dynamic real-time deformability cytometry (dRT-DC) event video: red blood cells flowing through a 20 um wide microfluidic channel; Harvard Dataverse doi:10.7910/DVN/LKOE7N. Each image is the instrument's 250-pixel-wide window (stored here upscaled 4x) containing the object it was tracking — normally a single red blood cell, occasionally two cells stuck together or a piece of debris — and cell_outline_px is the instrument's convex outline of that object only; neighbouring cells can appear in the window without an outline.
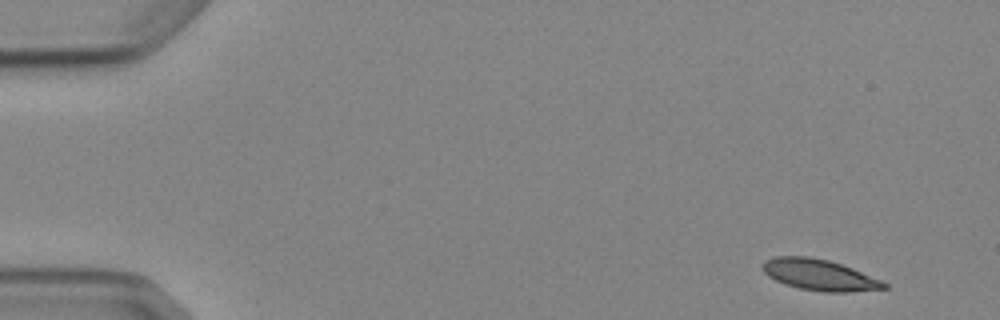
{"species": "Egyptian fruit bat (a non-hibernating species)", "species_latin": "Rousettus aegyptiacus", "temperature_condition": "cold", "stored_images_in_passage": 4, "camera_frame_rate_fps": 3000, "um_per_image_px": 0.085, "animal": {"sex": "female"}, "frame": {"image": 1, "passage_image": 1, "time_ms": 0.0, "image_size_px": [1000, 320], "cell_outline_px": [[888, 288], [848, 292], [824, 292], [800, 288], [784, 284], [768, 276], [760, 268], [760, 264], [764, 260], [776, 256], [808, 256], [828, 260], [852, 268], [880, 280], [888, 284]], "centroid_in_image_um": [69.59, 23.36], "position_along_channel_um": 15.4, "area_um2": 21.96}}
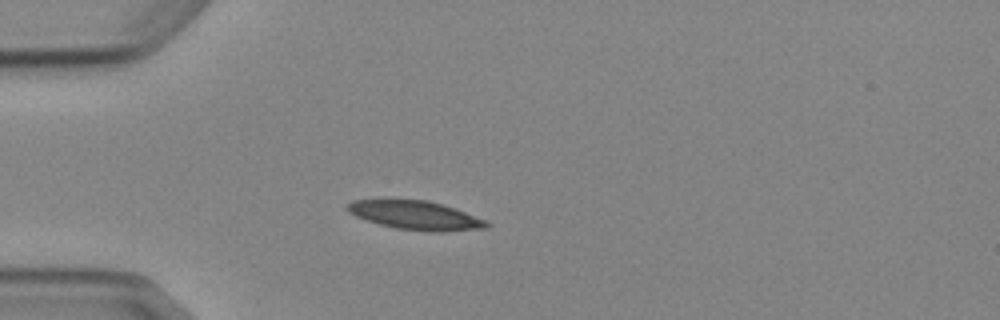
{"frame": {"image": 2, "passage_image": 4, "time_ms": 3.667, "image_size_px": [1000, 320], "cell_outline_px": [[492, 224], [488, 228], [440, 232], [432, 232], [396, 228], [380, 224], [356, 216], [348, 212], [344, 208], [344, 204], [352, 200], [428, 200], [456, 208], [484, 220]], "centroid_in_image_um": [35.32, 18.3], "position_along_channel_um": 49.7, "area_um2": 23.35}}